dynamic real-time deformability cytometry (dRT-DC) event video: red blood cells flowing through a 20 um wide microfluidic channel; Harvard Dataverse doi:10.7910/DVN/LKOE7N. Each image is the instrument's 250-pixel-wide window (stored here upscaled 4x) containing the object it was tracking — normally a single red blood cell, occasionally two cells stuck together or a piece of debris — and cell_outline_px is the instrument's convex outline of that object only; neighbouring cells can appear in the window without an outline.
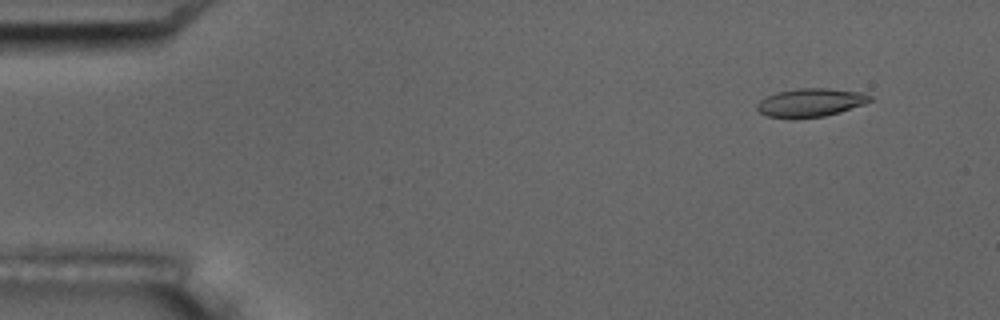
{"species": "common noctule bat (a hibernating species)", "species_latin": "Nyctalus noctula", "temperature_condition": "room temperature", "stored_images_in_passage": 4, "camera_frame_rate_fps": 3000, "um_per_image_px": 0.085, "animal": {"sex": "male", "body_mass_g": 17.5, "forearm_length_mm": 52.3}, "frame": {"image": 1, "passage_image": 1, "time_ms": 0.0, "image_size_px": [1000, 320], "cell_outline_px": [[872, 100], [864, 104], [840, 112], [824, 116], [792, 120], [768, 116], [760, 112], [756, 108], [756, 104], [760, 100], [776, 92], [796, 88], [828, 88], [864, 92], [872, 96]], "centroid_in_image_um": [68.89, 8.73], "position_along_channel_um": 16.1, "area_um2": 19.07}}
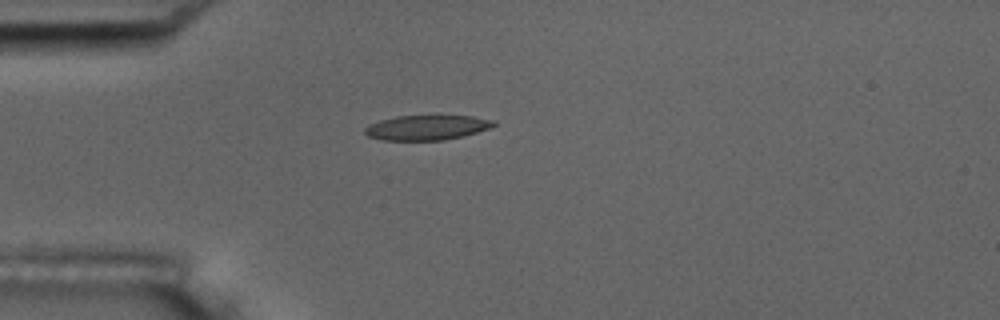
{"frame": {"image": 2, "passage_image": 4, "time_ms": 3.333, "image_size_px": [1000, 320], "cell_outline_px": [[496, 124], [488, 128], [464, 136], [444, 140], [380, 140], [368, 136], [364, 132], [364, 128], [368, 124], [380, 120], [396, 116], [472, 116], [496, 120]], "centroid_in_image_um": [36.25, 10.84], "position_along_channel_um": 48.7, "area_um2": 18.67}}